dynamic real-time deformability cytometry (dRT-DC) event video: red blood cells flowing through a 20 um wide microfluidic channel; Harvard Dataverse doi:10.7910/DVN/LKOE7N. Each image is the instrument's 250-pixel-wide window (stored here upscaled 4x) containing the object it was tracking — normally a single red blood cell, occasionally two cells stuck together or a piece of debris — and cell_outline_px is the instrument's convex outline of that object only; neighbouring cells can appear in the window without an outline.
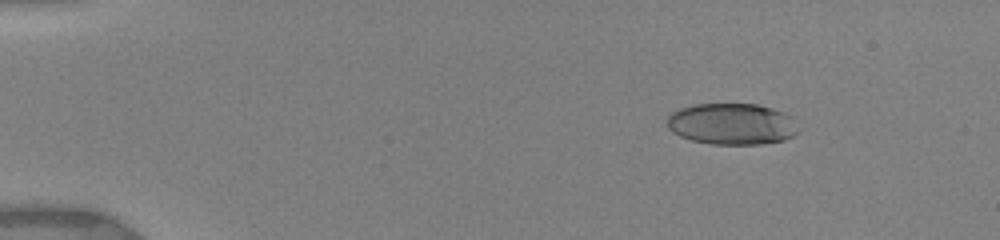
{"species": "human", "species_latin": "Homo sapiens", "temperature_condition": "warm", "stored_images_in_passage": 13, "camera_frame_rate_fps": 3000, "um_per_image_px": 0.085, "donor": {"sex": "female"}, "frame": {"image": 1, "passage_image": 3, "time_ms": 2.333, "image_size_px": [1000, 240], "cell_outline_px": [[804, 128], [800, 132], [784, 140], [760, 144], [708, 144], [692, 140], [680, 136], [672, 132], [668, 128], [668, 116], [672, 112], [680, 108], [692, 104], [760, 104], [784, 112], [792, 116]], "centroid_in_image_um": [62.29, 10.53], "position_along_channel_um": 22.7, "area_um2": 32.25}}
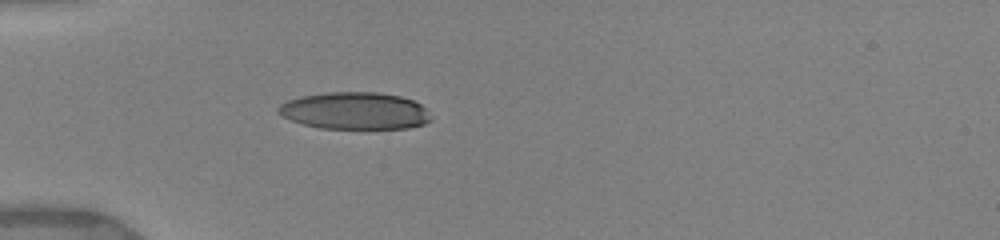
{"frame": {"image": 2, "passage_image": 10, "time_ms": 5.333, "image_size_px": [1000, 240], "cell_outline_px": [[432, 120], [424, 124], [408, 128], [320, 128], [304, 124], [292, 120], [276, 112], [276, 108], [280, 104], [288, 100], [300, 96], [328, 92], [380, 92], [400, 96], [412, 100], [428, 108], [432, 116]], "centroid_in_image_um": [30.2, 9.41], "position_along_channel_um": 54.8, "area_um2": 33.18}}